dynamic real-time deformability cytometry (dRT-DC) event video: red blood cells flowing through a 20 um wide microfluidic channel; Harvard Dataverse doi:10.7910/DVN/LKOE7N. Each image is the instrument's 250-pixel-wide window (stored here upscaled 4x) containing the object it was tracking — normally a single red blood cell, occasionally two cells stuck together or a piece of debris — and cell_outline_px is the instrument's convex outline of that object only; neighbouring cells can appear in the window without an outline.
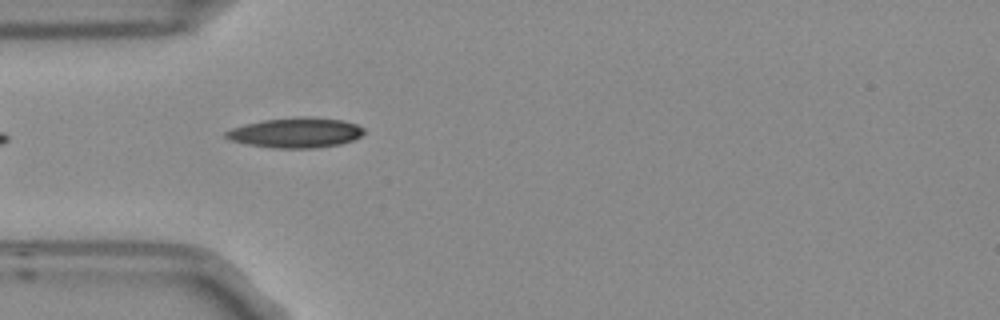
{"species": "Egyptian fruit bat (a non-hibernating species)", "species_latin": "Rousettus aegyptiacus", "temperature_condition": "room temperature", "stored_images_in_passage": 7, "camera_frame_rate_fps": 3000, "um_per_image_px": 0.085, "frame": {"image": 1, "passage_image": 6, "time_ms": 1.667, "image_size_px": [1000, 320], "cell_outline_px": [[364, 132], [356, 140], [340, 144], [316, 148], [272, 148], [248, 144], [232, 140], [224, 136], [224, 132], [232, 128], [244, 124], [264, 120], [300, 116], [304, 116], [344, 120], [356, 124], [364, 128]], "centroid_in_image_um": [25.17, 11.28], "position_along_channel_um": 59.8, "area_um2": 24.28}}
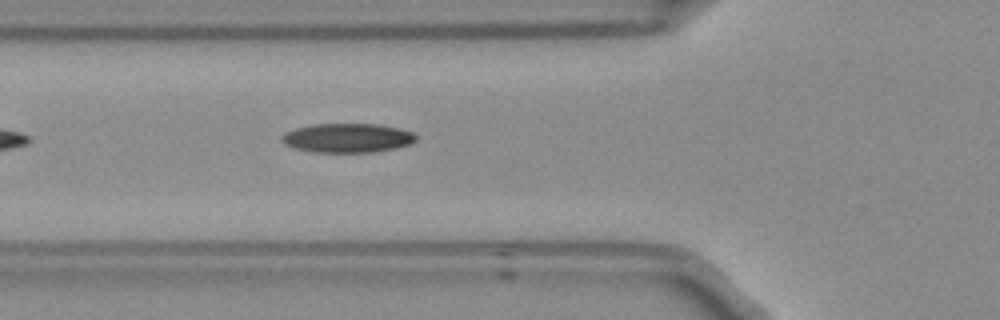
{"frame": {"image": 2, "passage_image": 7, "time_ms": 2.0, "image_size_px": [1000, 320], "cell_outline_px": [[416, 140], [408, 144], [392, 148], [372, 152], [312, 152], [296, 148], [284, 144], [280, 140], [280, 136], [284, 132], [296, 128], [312, 124], [376, 124], [400, 128], [412, 132], [416, 136]], "centroid_in_image_um": [29.47, 11.72], "position_along_channel_um": 96.3, "area_um2": 22.72}}